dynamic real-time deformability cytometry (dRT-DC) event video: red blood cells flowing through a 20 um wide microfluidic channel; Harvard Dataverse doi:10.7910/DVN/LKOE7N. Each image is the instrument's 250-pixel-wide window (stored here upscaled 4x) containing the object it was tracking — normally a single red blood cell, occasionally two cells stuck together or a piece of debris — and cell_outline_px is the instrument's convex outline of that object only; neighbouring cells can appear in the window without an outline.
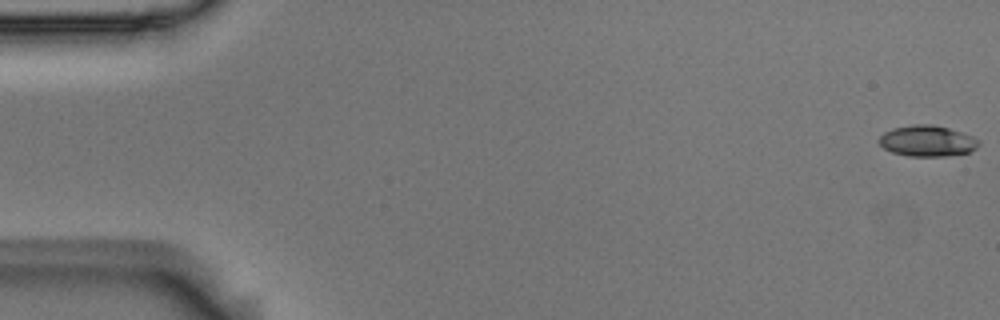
{"species": "Egyptian fruit bat (a non-hibernating species)", "species_latin": "Rousettus aegyptiacus", "temperature_condition": "room temperature", "stored_images_in_passage": 55, "camera_frame_rate_fps": 3000, "um_per_image_px": 0.085, "animal": {"sex": "male"}, "frame": {"image": 1, "passage_image": 1, "time_ms": 0.0, "image_size_px": [1000, 320], "cell_outline_px": [[980, 144], [976, 148], [968, 152], [944, 156], [908, 156], [892, 152], [884, 148], [876, 140], [884, 132], [892, 128], [912, 124], [932, 124], [948, 128], [972, 136], [980, 140]], "centroid_in_image_um": [78.79, 11.97], "position_along_channel_um": 6.2, "area_um2": 18.03}}
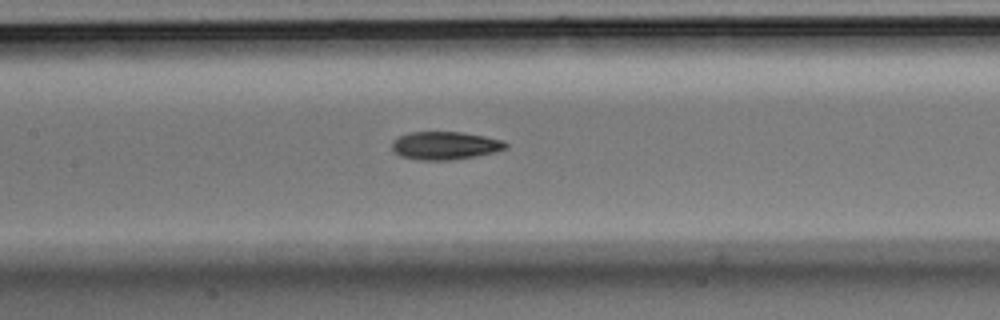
{"frame": {"image": 2, "passage_image": 26, "time_ms": 8.333, "image_size_px": [1000, 320], "cell_outline_px": [[508, 148], [496, 152], [476, 156], [452, 160], [420, 160], [400, 156], [392, 148], [392, 140], [408, 132], [460, 132], [484, 136], [504, 140], [508, 144]], "centroid_in_image_um": [37.86, 12.37], "position_along_channel_um": 169.5, "area_um2": 18.67}}
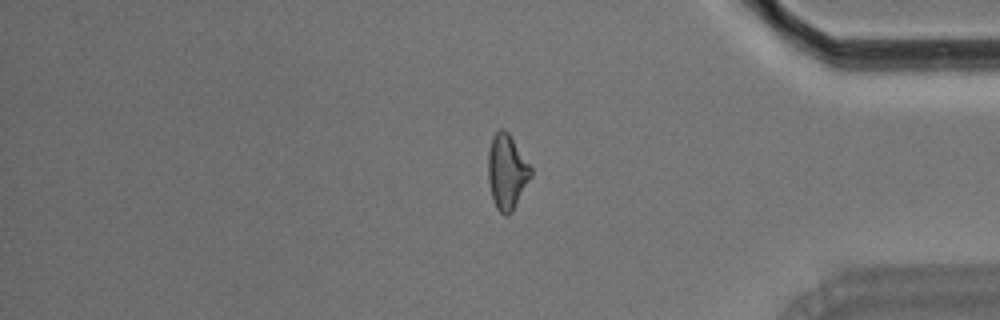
{"frame": {"image": 3, "passage_image": 46, "time_ms": 15.0, "image_size_px": [1000, 320], "cell_outline_px": [[532, 176], [512, 212], [508, 216], [504, 216], [496, 208], [492, 196], [488, 180], [488, 152], [492, 136], [500, 128], [504, 128], [508, 132], [532, 168]], "centroid_in_image_um": [43.08, 14.61], "position_along_channel_um": 392.1, "area_um2": 18.73}, "authors_computed_cell_mechanics": {"area_um2": 18.1492, "velocity_mm_per_s": 3.6939, "shape_relaxation_time_tau1_ms": 5.1225, "shape_relaxation_time_tau2_ms": 4.335, "deformation_change_tau1": 0.1534, "deformation_change_tau2": 0.136}}